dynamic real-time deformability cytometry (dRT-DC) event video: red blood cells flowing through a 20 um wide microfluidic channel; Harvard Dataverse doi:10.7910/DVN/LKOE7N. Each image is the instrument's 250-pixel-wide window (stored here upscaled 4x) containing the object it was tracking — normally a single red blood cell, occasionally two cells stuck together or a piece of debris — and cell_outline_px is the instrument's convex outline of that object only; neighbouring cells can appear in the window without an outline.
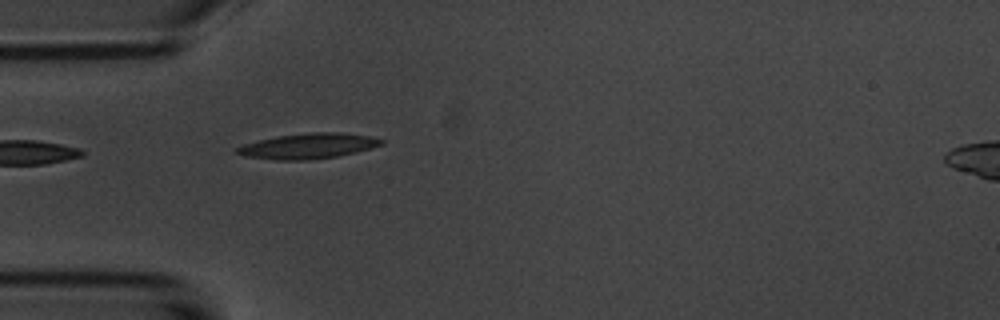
{"species": "common noctule bat (a hibernating species)", "species_latin": "Nyctalus noctula", "temperature_condition": "room temperature", "stored_images_in_passage": 5, "camera_frame_rate_fps": 3000, "um_per_image_px": 0.085, "animal": {"sex": "male", "body_mass_g": 20.1, "forearm_length_mm": 53.5}, "frame": {"image": 1, "passage_image": 5, "time_ms": 4.667, "image_size_px": [1000, 320], "cell_outline_px": [[384, 144], [356, 152], [336, 156], [304, 160], [276, 160], [244, 156], [236, 152], [232, 148], [244, 144], [276, 136], [312, 132], [340, 132], [368, 136], [384, 140]], "centroid_in_image_um": [26.16, 12.41], "position_along_channel_um": 58.8, "area_um2": 21.21}}